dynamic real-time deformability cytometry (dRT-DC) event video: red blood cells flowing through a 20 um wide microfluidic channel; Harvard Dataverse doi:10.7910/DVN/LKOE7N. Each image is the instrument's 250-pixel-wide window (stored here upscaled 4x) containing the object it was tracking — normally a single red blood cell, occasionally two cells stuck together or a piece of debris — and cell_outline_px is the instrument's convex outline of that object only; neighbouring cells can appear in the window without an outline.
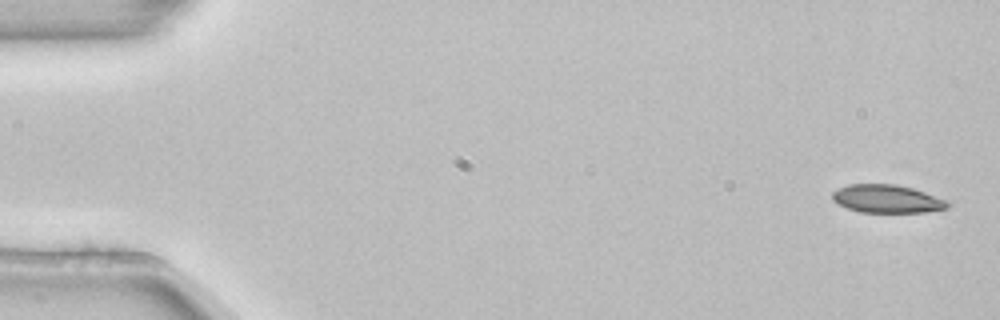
{"species": "common noctule bat (a hibernating species)", "species_latin": "Nyctalus noctula", "temperature_condition": "room temperature", "stored_images_in_passage": 3, "camera_frame_rate_fps": 3000, "um_per_image_px": 0.085, "animal": {"sex": "female", "body_mass_g": 22.7, "forearm_length_mm": 54.2}, "frame": {"image": 1, "passage_image": 1, "time_ms": 0.0, "image_size_px": [1000, 320], "cell_outline_px": [[952, 204], [948, 208], [924, 212], [860, 212], [848, 208], [832, 200], [832, 192], [848, 184], [896, 184], [912, 188], [948, 200]], "centroid_in_image_um": [75.43, 16.9], "position_along_channel_um": 9.6, "area_um2": 18.84}}
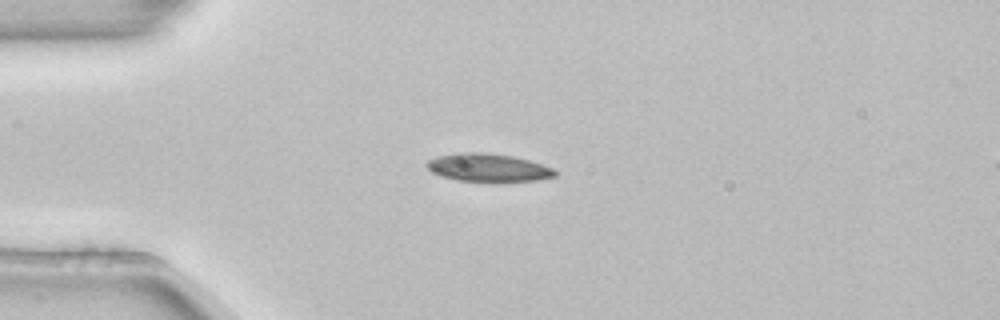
{"frame": {"image": 2, "passage_image": 3, "time_ms": 0.667, "image_size_px": [1000, 320], "cell_outline_px": [[556, 176], [536, 180], [500, 184], [456, 180], [440, 176], [432, 172], [424, 164], [428, 160], [436, 156], [456, 152], [484, 152], [512, 156], [528, 160], [552, 168], [556, 172]], "centroid_in_image_um": [41.45, 14.28], "position_along_channel_um": 43.5, "area_um2": 21.68}}